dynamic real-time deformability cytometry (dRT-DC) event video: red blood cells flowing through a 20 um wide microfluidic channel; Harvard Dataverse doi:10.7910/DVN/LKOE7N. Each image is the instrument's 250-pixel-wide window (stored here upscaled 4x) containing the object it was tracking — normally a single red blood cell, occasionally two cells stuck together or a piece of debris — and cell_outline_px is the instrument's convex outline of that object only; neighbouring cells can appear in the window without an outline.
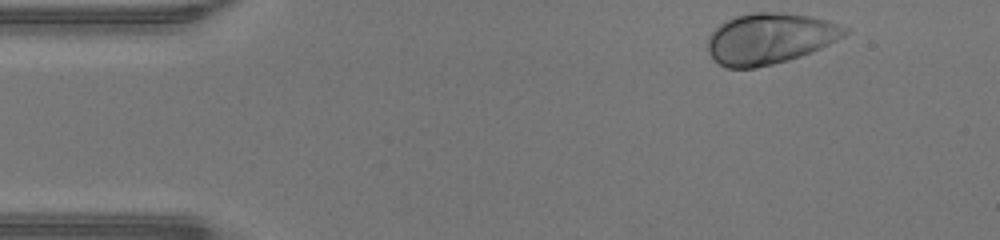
{"species": "human", "species_latin": "Homo sapiens", "temperature_condition": "warm", "stored_images_in_passage": 43, "camera_frame_rate_fps": 3000, "um_per_image_px": 0.085, "donor": {"sex": "male"}, "frame": {"image": 1, "passage_image": 1, "time_ms": 0.0, "image_size_px": [1000, 240], "cell_outline_px": [[848, 32], [844, 36], [820, 48], [800, 56], [788, 60], [756, 68], [728, 68], [720, 64], [708, 52], [708, 36], [720, 24], [736, 16], [752, 12], [776, 12], [812, 16], [828, 20], [848, 28]], "centroid_in_image_um": [65.43, 3.27], "position_along_channel_um": 19.6, "area_um2": 40.4}}
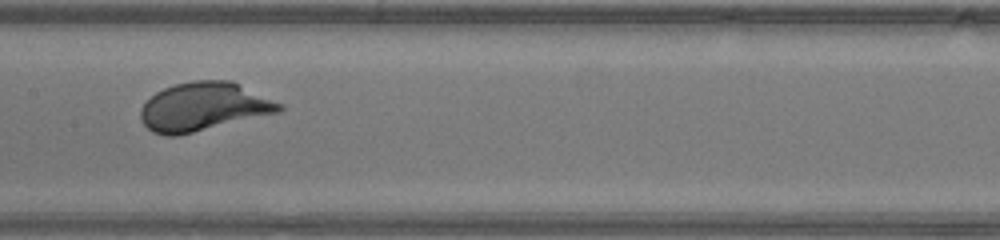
{"frame": {"image": 2, "passage_image": 19, "time_ms": 6.0, "image_size_px": [1000, 240], "cell_outline_px": [[284, 108], [280, 112], [176, 136], [164, 136], [152, 132], [140, 120], [140, 108], [156, 92], [164, 88], [176, 84], [192, 80], [232, 80], [284, 104]], "centroid_in_image_um": [17.32, 9.07], "position_along_channel_um": 190.1, "area_um2": 39.3}}
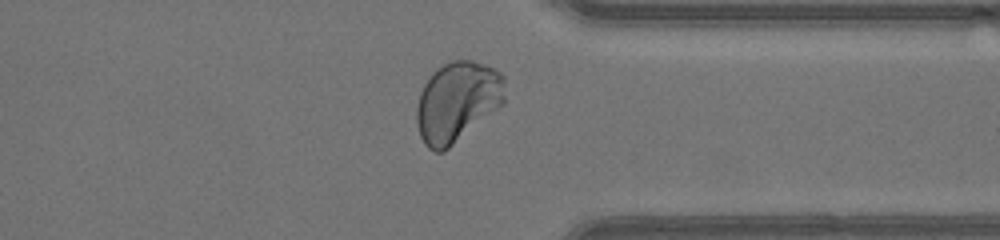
{"frame": {"image": 3, "passage_image": 32, "time_ms": 10.333, "image_size_px": [1000, 240], "cell_outline_px": [[504, 104], [444, 152], [436, 152], [428, 148], [424, 144], [420, 136], [416, 120], [416, 108], [420, 92], [424, 84], [432, 72], [444, 64], [452, 60], [472, 60], [484, 64], [500, 72], [504, 76]], "centroid_in_image_um": [38.86, 8.66], "position_along_channel_um": 372.5, "area_um2": 41.44}, "authors_computed_cell_mechanics": {"area_um2": 38.6682, "velocity_mm_per_s": 4.3, "shape_relaxation_time_tau1_ms": 1.8164, "shape_relaxation_time_tau2_ms": null, "deformation_change_tau1": 0.1569, "deformation_change_tau2": null}}